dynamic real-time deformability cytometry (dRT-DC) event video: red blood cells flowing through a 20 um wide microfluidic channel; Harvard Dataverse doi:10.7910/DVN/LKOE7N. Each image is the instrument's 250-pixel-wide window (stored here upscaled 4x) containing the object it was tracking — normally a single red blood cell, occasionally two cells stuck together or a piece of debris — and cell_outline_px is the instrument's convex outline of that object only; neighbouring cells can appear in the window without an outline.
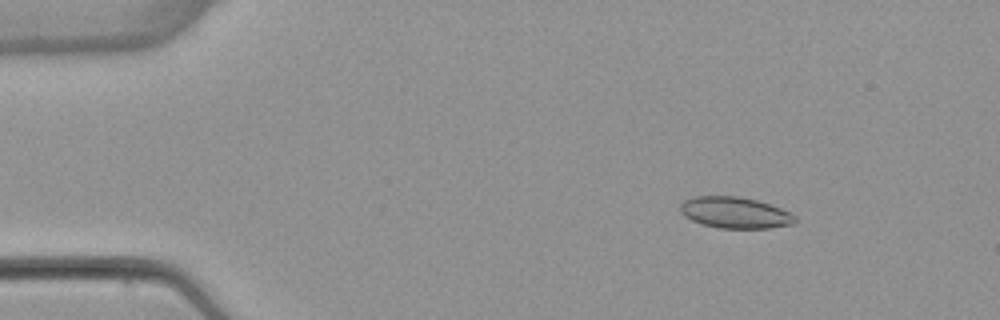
{"species": "common noctule bat (a hibernating species)", "species_latin": "Nyctalus noctula", "temperature_condition": "warm", "stored_images_in_passage": 53, "camera_frame_rate_fps": 3000, "um_per_image_px": 0.085, "animal": {"sex": "female", "body_mass_g": 22.7, "forearm_length_mm": 54.2}, "frame": {"image": 1, "passage_image": 8, "time_ms": 2.333, "image_size_px": [1000, 320], "cell_outline_px": [[796, 220], [792, 224], [768, 228], [720, 228], [700, 224], [684, 216], [680, 212], [680, 204], [684, 200], [692, 196], [740, 196], [756, 200], [792, 212], [796, 216]], "centroid_in_image_um": [62.45, 18.07], "position_along_channel_um": 22.6, "area_um2": 21.04}}
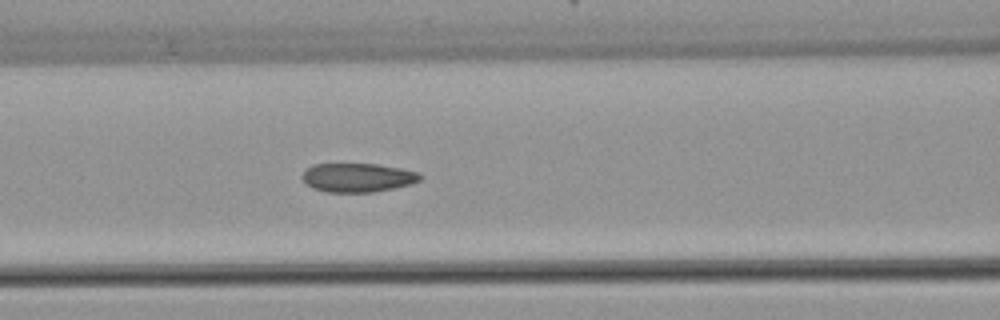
{"frame": {"image": 2, "passage_image": 23, "time_ms": 7.333, "image_size_px": [1000, 320], "cell_outline_px": [[424, 176], [420, 180], [412, 184], [372, 192], [324, 192], [312, 188], [300, 176], [304, 168], [312, 164], [376, 164], [400, 168], [420, 172]], "centroid_in_image_um": [30.39, 15.09], "position_along_channel_um": 136.2, "area_um2": 20.06}}
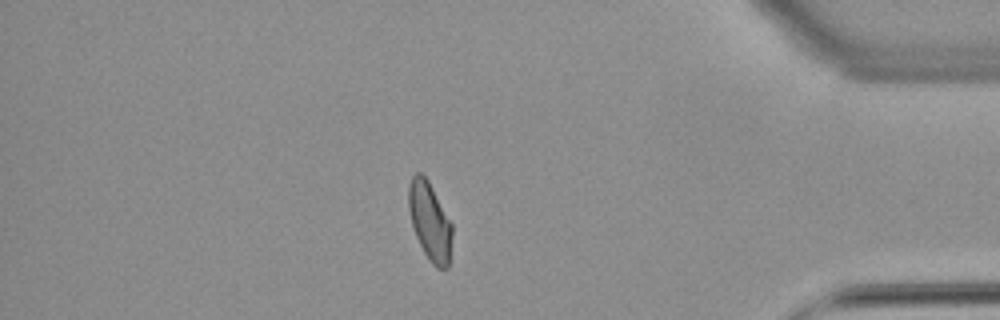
{"frame": {"image": 3, "passage_image": 46, "time_ms": 15.0, "image_size_px": [1000, 320], "cell_outline_px": [[452, 236], [448, 268], [436, 268], [428, 260], [416, 236], [412, 224], [408, 208], [408, 188], [412, 176], [416, 172], [420, 172], [428, 180], [452, 224]], "centroid_in_image_um": [36.53, 18.82], "position_along_channel_um": 398.7, "area_um2": 19.71}, "authors_computed_cell_mechanics": {"area_um2": 20.519, "velocity_mm_per_s": 3.8912, "shape_relaxation_time_tau1_ms": 5.3419, "shape_relaxation_time_tau2_ms": 1.139, "deformation_change_tau1": 0.1333, "deformation_change_tau2": 0.06}}